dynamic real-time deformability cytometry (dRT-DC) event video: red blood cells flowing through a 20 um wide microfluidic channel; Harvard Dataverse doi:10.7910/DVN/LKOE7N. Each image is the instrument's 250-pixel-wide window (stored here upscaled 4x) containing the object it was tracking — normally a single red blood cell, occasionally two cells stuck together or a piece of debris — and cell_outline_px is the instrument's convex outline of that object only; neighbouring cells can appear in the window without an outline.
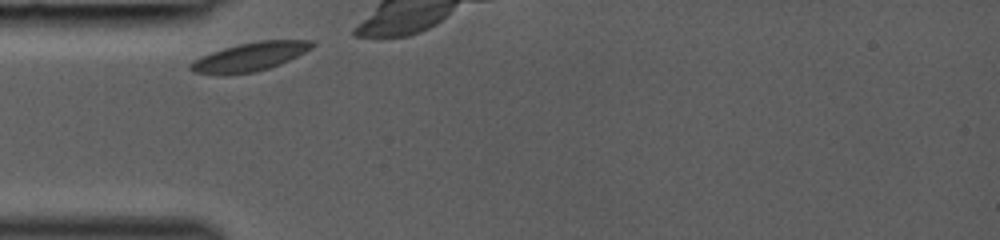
{"species": "common noctule bat (a hibernating species)", "species_latin": "Nyctalus noctula", "temperature_condition": "room temperature", "stored_images_in_passage": 12, "camera_frame_rate_fps": 3000, "um_per_image_px": 0.085, "animal": {"sex": "female", "body_mass_g": 19.0, "forearm_length_mm": 53.3}, "frame": {"image": 1, "passage_image": 1, "time_ms": 0.0, "image_size_px": [1000, 240], "cell_outline_px": [[316, 44], [312, 48], [280, 64], [256, 72], [224, 76], [192, 72], [188, 68], [188, 64], [200, 56], [224, 48], [240, 44], [260, 40], [316, 40]], "centroid_in_image_um": [21.2, 4.84], "position_along_channel_um": 63.8, "area_um2": 20.52}}